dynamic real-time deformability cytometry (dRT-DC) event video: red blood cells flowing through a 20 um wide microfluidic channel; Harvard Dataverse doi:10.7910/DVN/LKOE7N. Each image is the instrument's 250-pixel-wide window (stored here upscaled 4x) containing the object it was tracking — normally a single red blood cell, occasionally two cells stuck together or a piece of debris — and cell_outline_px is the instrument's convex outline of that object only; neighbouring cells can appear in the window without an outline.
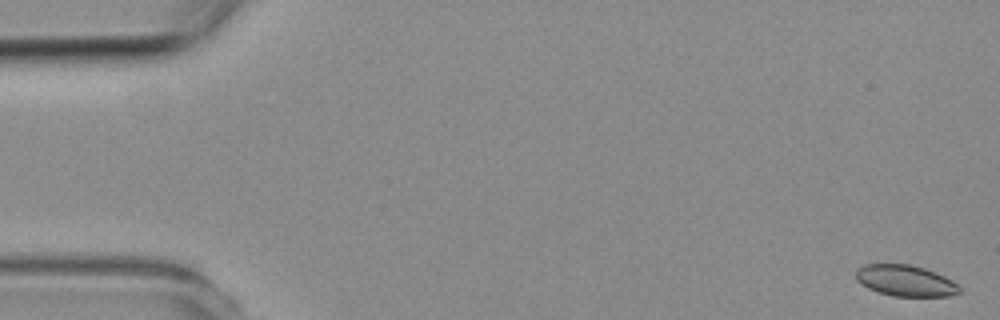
{"species": "common noctule bat (a hibernating species)", "species_latin": "Nyctalus noctula", "temperature_condition": "room temperature", "stored_images_in_passage": 5, "camera_frame_rate_fps": 3000, "um_per_image_px": 0.085, "animal": {"sex": "female", "body_mass_g": 19.3, "forearm_length_mm": 54.1}, "frame": {"image": 1, "passage_image": 1, "time_ms": 0.0, "image_size_px": [1000, 320], "cell_outline_px": [[960, 292], [948, 296], [892, 296], [868, 288], [860, 284], [856, 280], [856, 268], [864, 264], [908, 264], [924, 268], [944, 276], [952, 280], [960, 288]], "centroid_in_image_um": [76.92, 23.85], "position_along_channel_um": 8.1, "area_um2": 18.73}}
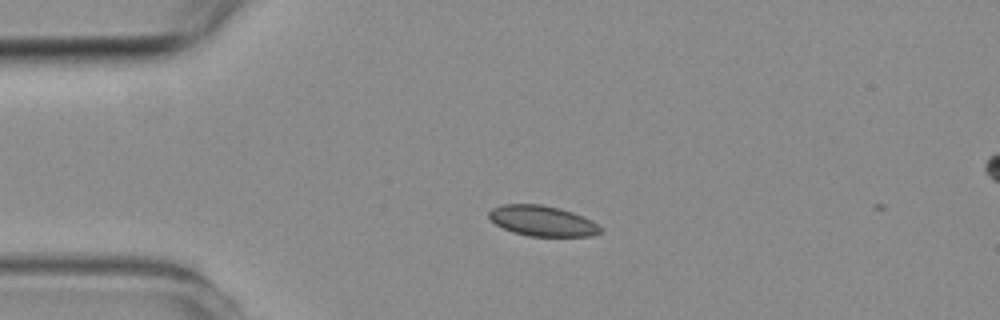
{"frame": {"image": 2, "passage_image": 4, "time_ms": 3.667, "image_size_px": [1000, 320], "cell_outline_px": [[600, 232], [588, 236], [528, 236], [512, 232], [496, 224], [488, 216], [488, 212], [492, 208], [504, 204], [540, 204], [560, 208], [584, 216], [592, 220], [600, 228]], "centroid_in_image_um": [46.07, 18.77], "position_along_channel_um": 38.9, "area_um2": 19.65}}